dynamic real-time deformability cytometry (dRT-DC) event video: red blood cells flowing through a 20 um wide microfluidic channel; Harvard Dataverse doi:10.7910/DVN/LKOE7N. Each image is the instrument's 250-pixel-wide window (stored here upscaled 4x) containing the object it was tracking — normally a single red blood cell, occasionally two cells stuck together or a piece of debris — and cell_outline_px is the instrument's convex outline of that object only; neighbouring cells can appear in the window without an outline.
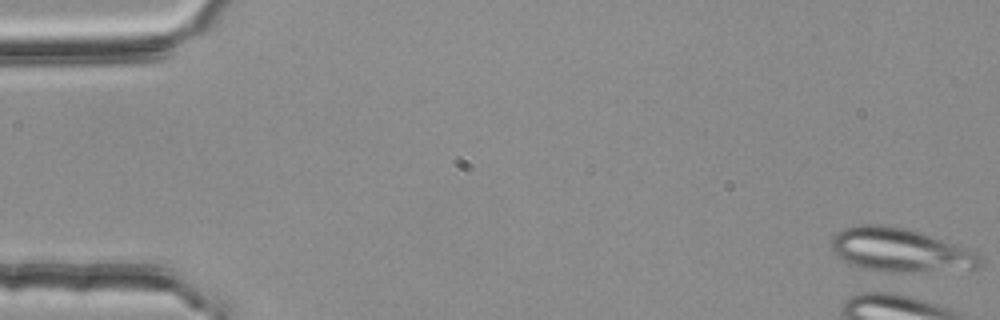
{"species": "common noctule bat (a hibernating species)", "species_latin": "Nyctalus noctula", "temperature_condition": "room temperature", "stored_images_in_passage": 2, "camera_frame_rate_fps": 3000, "um_per_image_px": 0.085, "animal": {"sex": "female", "body_mass_g": 25.1}, "frame": {"image": 1, "passage_image": 1, "time_ms": 0.0, "image_size_px": [1000, 320], "cell_outline_px": [[984, 256], [980, 264], [976, 268], [900, 272], [888, 272], [868, 268], [852, 264], [836, 256], [832, 248], [832, 236], [836, 232], [844, 228], [860, 224], [888, 224], [920, 232], [976, 252]], "centroid_in_image_um": [76.49, 21.23], "position_along_channel_um": 8.5, "area_um2": 37.34}}